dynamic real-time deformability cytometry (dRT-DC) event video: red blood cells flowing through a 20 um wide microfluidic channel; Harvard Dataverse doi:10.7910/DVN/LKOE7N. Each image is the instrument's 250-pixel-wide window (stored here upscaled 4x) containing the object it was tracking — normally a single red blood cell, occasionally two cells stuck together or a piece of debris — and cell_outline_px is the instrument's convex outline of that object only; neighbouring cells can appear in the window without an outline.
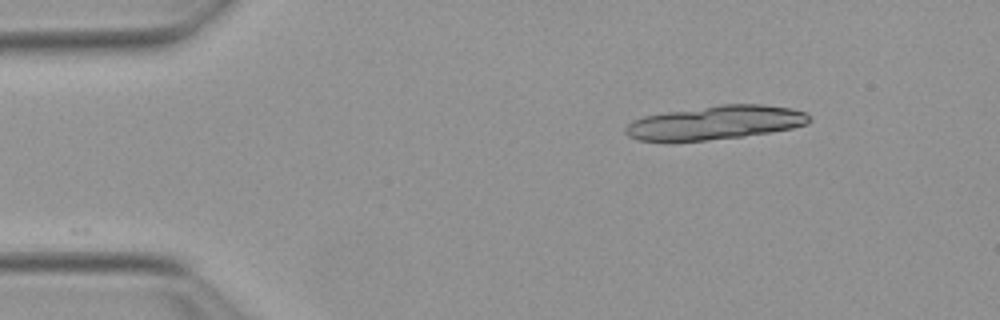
{"species": "Egyptian fruit bat (a non-hibernating species)", "species_latin": "Rousettus aegyptiacus", "temperature_condition": "warm", "stored_images_in_passage": 15, "camera_frame_rate_fps": 3000, "um_per_image_px": 0.085, "animal": {"sex": "female"}, "frame": {"image": 1, "passage_image": 1, "time_ms": 0.0, "image_size_px": [1000, 320], "cell_outline_px": [[812, 120], [808, 124], [792, 128], [744, 136], [668, 144], [664, 144], [636, 140], [628, 136], [624, 132], [624, 128], [632, 120], [644, 116], [668, 112], [720, 104], [764, 104], [792, 108], [804, 112], [812, 116]], "centroid_in_image_um": [60.74, 10.45], "position_along_channel_um": 24.3, "area_um2": 37.11}}